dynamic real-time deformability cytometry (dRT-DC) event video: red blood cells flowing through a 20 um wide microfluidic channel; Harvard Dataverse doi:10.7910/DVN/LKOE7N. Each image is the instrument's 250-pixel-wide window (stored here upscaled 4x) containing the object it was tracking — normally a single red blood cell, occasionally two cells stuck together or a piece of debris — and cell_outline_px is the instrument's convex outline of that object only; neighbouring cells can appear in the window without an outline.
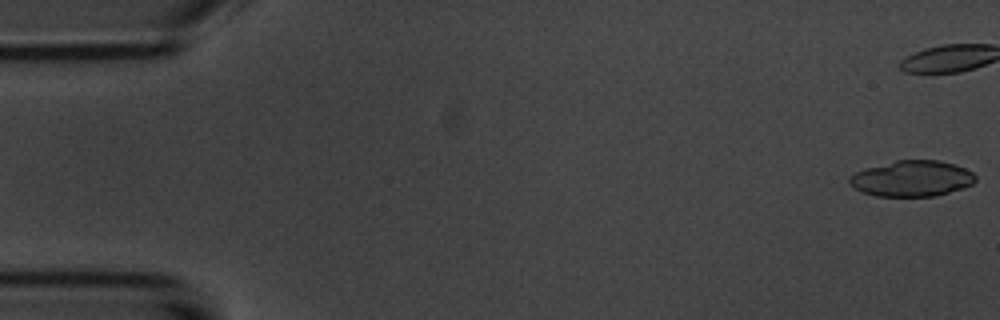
{"species": "common noctule bat (a hibernating species)", "species_latin": "Nyctalus noctula", "temperature_condition": "room temperature", "stored_images_in_passage": 19, "camera_frame_rate_fps": 3000, "um_per_image_px": 0.085, "animal": {"sex": "male", "body_mass_g": 20.1, "forearm_length_mm": 53.5}, "frame": {"image": 1, "passage_image": 1, "time_ms": 0.0, "image_size_px": [1000, 320], "cell_outline_px": [[976, 180], [972, 184], [964, 188], [936, 196], [876, 196], [860, 192], [848, 184], [848, 176], [864, 168], [896, 160], [940, 160], [956, 164], [972, 172], [976, 176]], "centroid_in_image_um": [77.49, 15.17], "position_along_channel_um": 7.5, "area_um2": 26.7}}